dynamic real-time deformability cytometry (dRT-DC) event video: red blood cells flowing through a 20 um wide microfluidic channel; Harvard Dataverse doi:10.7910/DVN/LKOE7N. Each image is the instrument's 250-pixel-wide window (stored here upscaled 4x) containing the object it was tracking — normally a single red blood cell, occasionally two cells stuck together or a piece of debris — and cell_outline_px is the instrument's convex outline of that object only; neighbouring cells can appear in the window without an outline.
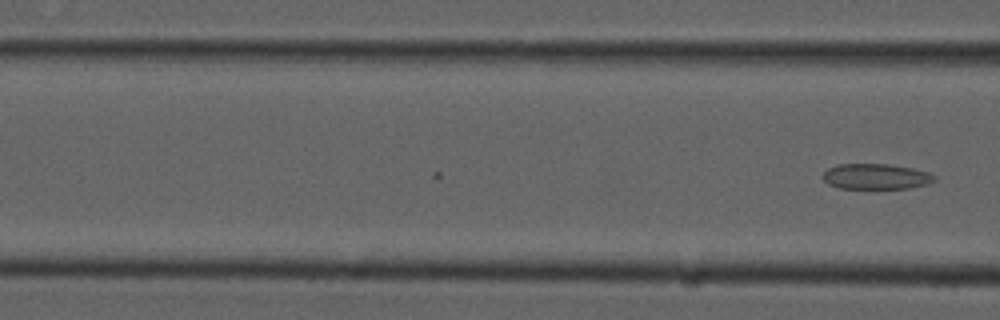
{"species": "common noctule bat (a hibernating species)", "species_latin": "Nyctalus noctula", "temperature_condition": "cold", "stored_images_in_passage": 20, "camera_frame_rate_fps": 3000, "um_per_image_px": 0.085, "animal": {"sex": "male", "forearm_length_mm": 52.5}, "frame": {"image": 1, "passage_image": 20, "time_ms": 6.333, "image_size_px": [1000, 320], "cell_outline_px": [[936, 180], [928, 184], [908, 188], [836, 188], [828, 184], [824, 180], [824, 172], [828, 168], [840, 164], [888, 164], [912, 168], [928, 172], [936, 176]], "centroid_in_image_um": [74.47, 15.0], "position_along_channel_um": 92.1, "area_um2": 16.53}}